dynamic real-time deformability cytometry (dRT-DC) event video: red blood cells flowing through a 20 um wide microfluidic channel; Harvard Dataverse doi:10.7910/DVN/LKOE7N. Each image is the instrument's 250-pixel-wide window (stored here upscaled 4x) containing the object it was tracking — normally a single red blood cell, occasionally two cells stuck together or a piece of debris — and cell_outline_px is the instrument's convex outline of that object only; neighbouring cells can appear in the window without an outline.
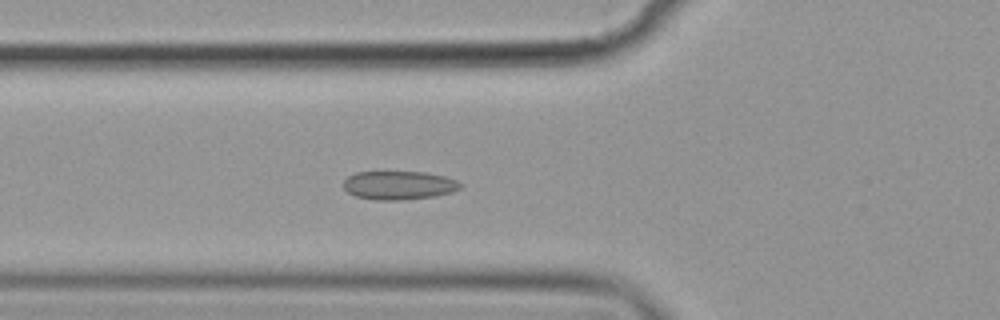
{"species": "common noctule bat (a hibernating species)", "species_latin": "Nyctalus noctula", "temperature_condition": "cold", "stored_images_in_passage": 47, "camera_frame_rate_fps": 3000, "um_per_image_px": 0.085, "animal": {"sex": "female", "body_mass_g": 19.9}, "frame": {"image": 1, "passage_image": 11, "time_ms": 3.333, "image_size_px": [1000, 320], "cell_outline_px": [[464, 184], [460, 188], [452, 192], [432, 196], [400, 200], [376, 200], [356, 196], [348, 192], [344, 188], [344, 180], [348, 176], [356, 172], [424, 172], [444, 176], [456, 180]], "centroid_in_image_um": [33.91, 15.74], "position_along_channel_um": 91.9, "area_um2": 19.36}}
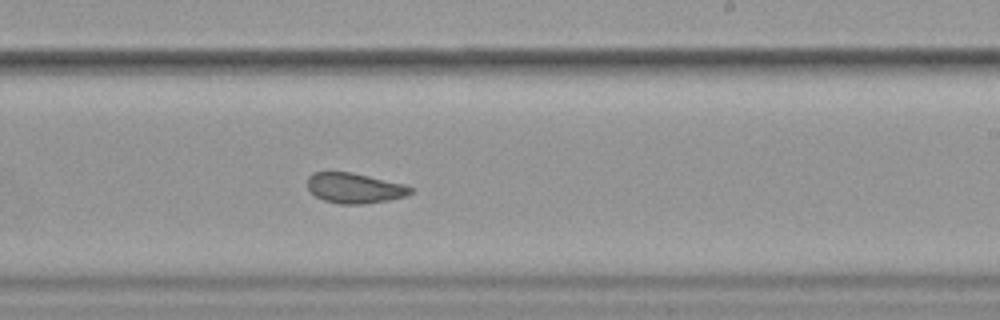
{"frame": {"image": 2, "passage_image": 25, "time_ms": 8.0, "image_size_px": [1000, 320], "cell_outline_px": [[416, 188], [412, 192], [404, 196], [388, 200], [364, 204], [340, 204], [324, 200], [316, 196], [308, 188], [308, 176], [312, 172], [352, 172], [404, 184]], "centroid_in_image_um": [30.15, 15.98], "position_along_channel_um": 258.8, "area_um2": 18.15}}
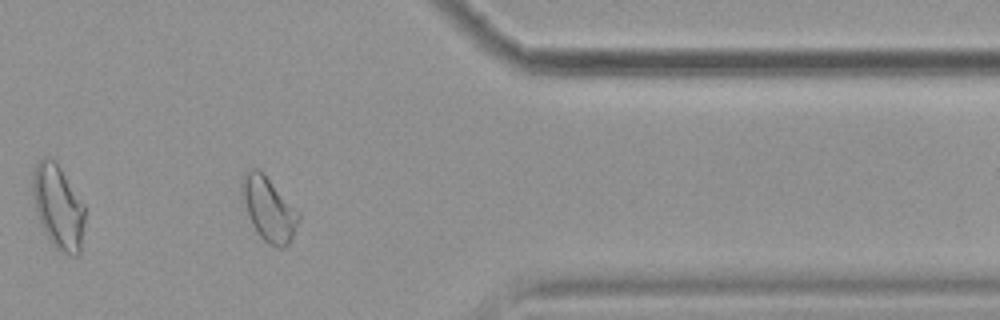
{"frame": {"image": 3, "passage_image": 37, "time_ms": 12.0, "image_size_px": [1000, 320], "cell_outline_px": [[300, 220], [288, 244], [284, 248], [276, 248], [268, 244], [260, 236], [252, 224], [248, 216], [240, 192], [240, 180], [244, 172], [252, 168], [260, 168], [264, 172], [300, 212]], "centroid_in_image_um": [22.83, 17.72], "position_along_channel_um": 388.6, "area_um2": 21.62}, "authors_computed_cell_mechanics": {"area_um2": 19.4786, "velocity_mm_per_s": 3.5867, "shape_relaxation_time_tau1_ms": 9.2753, "shape_relaxation_time_tau2_ms": 1.8004, "deformation_change_tau1": 0.1219, "deformation_change_tau2": 0.0631}}